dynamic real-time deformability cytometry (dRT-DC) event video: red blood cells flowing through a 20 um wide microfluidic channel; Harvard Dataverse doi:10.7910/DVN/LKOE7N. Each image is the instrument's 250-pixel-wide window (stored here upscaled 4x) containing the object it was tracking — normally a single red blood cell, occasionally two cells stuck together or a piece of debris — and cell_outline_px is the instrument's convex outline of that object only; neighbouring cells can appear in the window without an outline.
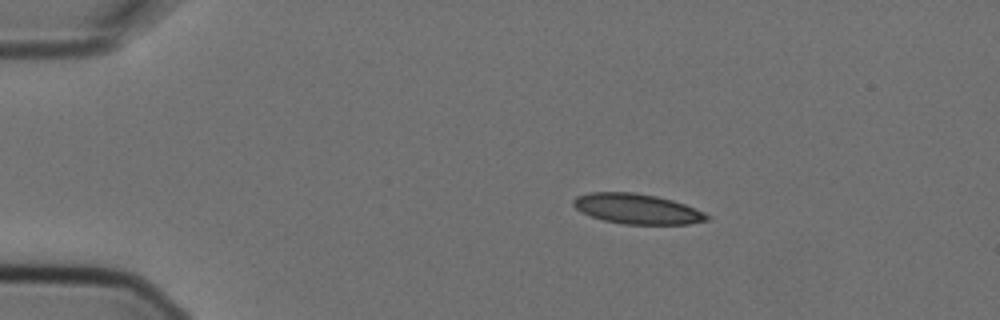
{"species": "Egyptian fruit bat (a non-hibernating species)", "species_latin": "Rousettus aegyptiacus", "temperature_condition": "cold", "stored_images_in_passage": 2, "camera_frame_rate_fps": 3000, "um_per_image_px": 0.085, "animal": {"sex": "female"}, "frame": {"image": 1, "passage_image": 1, "time_ms": 0.0, "image_size_px": [1000, 320], "cell_outline_px": [[712, 216], [708, 220], [688, 224], [624, 224], [604, 220], [592, 216], [576, 208], [572, 204], [572, 200], [576, 196], [588, 192], [632, 192], [656, 196], [672, 200], [696, 208]], "centroid_in_image_um": [54.17, 17.75], "position_along_channel_um": 30.8, "area_um2": 23.41}}